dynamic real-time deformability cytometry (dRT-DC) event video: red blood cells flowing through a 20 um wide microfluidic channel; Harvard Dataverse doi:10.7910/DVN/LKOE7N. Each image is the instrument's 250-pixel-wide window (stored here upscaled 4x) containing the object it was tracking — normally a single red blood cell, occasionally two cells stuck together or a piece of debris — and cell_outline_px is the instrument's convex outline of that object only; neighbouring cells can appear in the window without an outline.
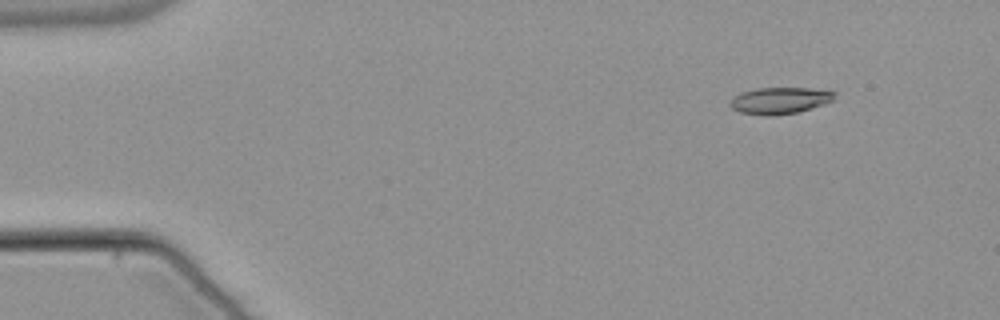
{"species": "common noctule bat (a hibernating species)", "species_latin": "Nyctalus noctula", "temperature_condition": "warm", "stored_images_in_passage": 49, "camera_frame_rate_fps": 3000, "um_per_image_px": 0.085, "animal": {"sex": "male", "body_mass_g": 21.5, "forearm_length_mm": 52.0}, "frame": {"image": 1, "passage_image": 1, "time_ms": 0.0, "image_size_px": [1000, 320], "cell_outline_px": [[836, 92], [832, 100], [824, 104], [812, 108], [796, 112], [772, 116], [764, 116], [740, 112], [732, 108], [728, 104], [732, 96], [740, 92], [756, 88], [828, 88]], "centroid_in_image_um": [66.28, 8.53], "position_along_channel_um": 18.7, "area_um2": 16.53}}
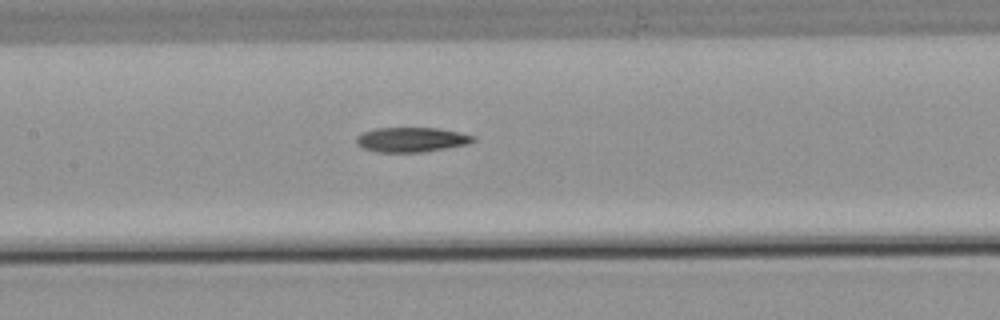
{"frame": {"image": 2, "passage_image": 21, "time_ms": 6.667, "image_size_px": [1000, 320], "cell_outline_px": [[476, 140], [468, 144], [420, 152], [376, 152], [364, 148], [356, 144], [356, 136], [364, 132], [376, 128], [440, 128], [460, 132], [476, 136]], "centroid_in_image_um": [34.99, 11.86], "position_along_channel_um": 172.4, "area_um2": 16.82}}
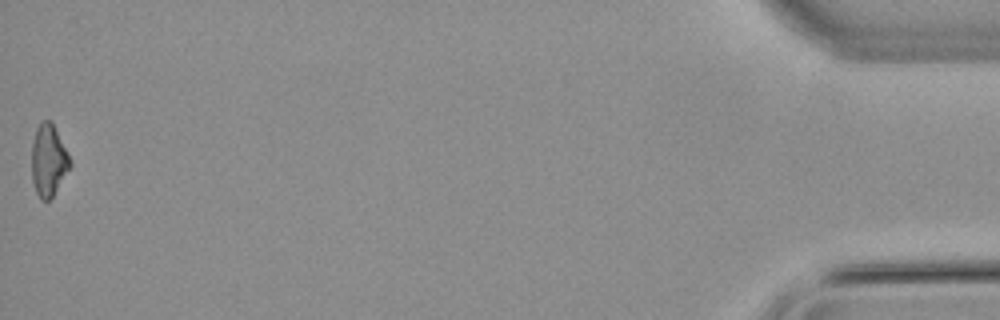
{"frame": {"image": 3, "passage_image": 49, "time_ms": 16.0, "image_size_px": [1000, 320], "cell_outline_px": [[72, 164], [52, 196], [48, 200], [40, 200], [36, 192], [32, 180], [32, 140], [36, 128], [44, 120], [52, 120], [72, 160]], "centroid_in_image_um": [4.13, 13.59], "position_along_channel_um": 431.1, "area_um2": 16.13}, "authors_computed_cell_mechanics": {"area_um2": 16.762, "velocity_mm_per_s": 3.8247, "shape_relaxation_time_tau1_ms": null, "shape_relaxation_time_tau2_ms": 5.6958, "deformation_change_tau1": null, "deformation_change_tau2": 0.1444}}